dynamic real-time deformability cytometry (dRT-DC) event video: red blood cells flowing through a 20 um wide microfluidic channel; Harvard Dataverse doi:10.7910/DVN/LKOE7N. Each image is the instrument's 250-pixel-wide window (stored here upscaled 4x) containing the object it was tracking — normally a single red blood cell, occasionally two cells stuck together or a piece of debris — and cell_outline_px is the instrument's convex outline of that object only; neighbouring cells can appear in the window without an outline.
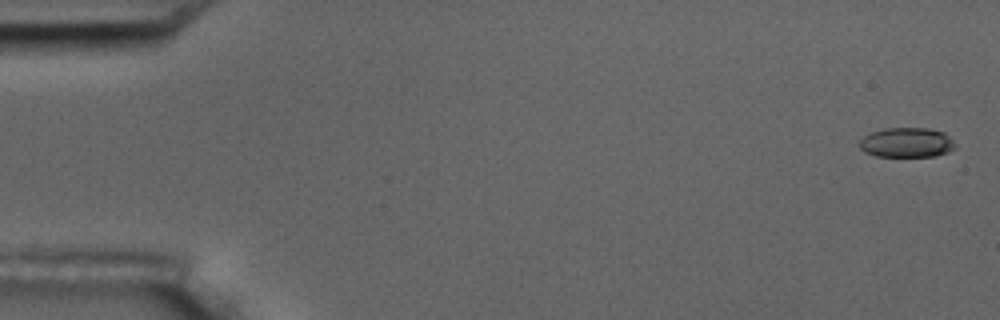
{"species": "common noctule bat (a hibernating species)", "species_latin": "Nyctalus noctula", "temperature_condition": "room temperature", "stored_images_in_passage": 17, "camera_frame_rate_fps": 3000, "um_per_image_px": 0.085, "animal": {"sex": "male", "body_mass_g": 17.5, "forearm_length_mm": 52.3}, "frame": {"image": 1, "passage_image": 1, "time_ms": 0.0, "image_size_px": [1000, 320], "cell_outline_px": [[956, 148], [948, 152], [936, 156], [876, 156], [864, 152], [860, 148], [860, 140], [864, 136], [872, 132], [884, 128], [928, 128], [944, 132], [956, 144]], "centroid_in_image_um": [77.09, 12.11], "position_along_channel_um": 7.9, "area_um2": 16.65}}
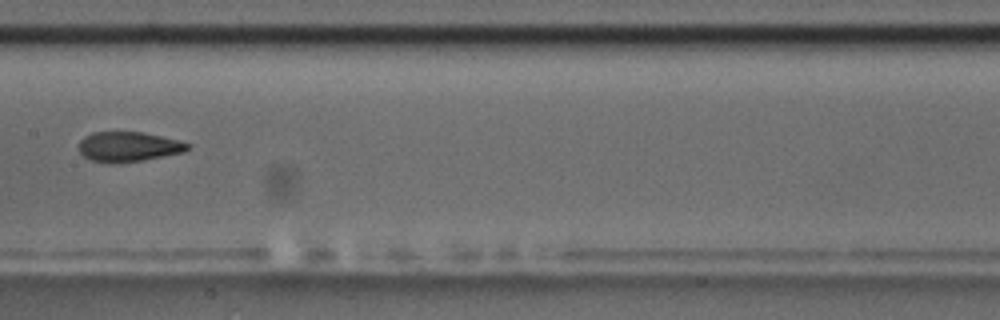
{"frame": {"image": 2, "passage_image": 9, "time_ms": 9.333, "image_size_px": [1000, 320], "cell_outline_px": [[192, 144], [184, 152], [144, 160], [120, 164], [108, 164], [88, 160], [80, 152], [80, 140], [84, 136], [92, 132], [144, 132], [180, 140]], "centroid_in_image_um": [10.92, 12.48], "position_along_channel_um": 196.5, "area_um2": 19.36}}
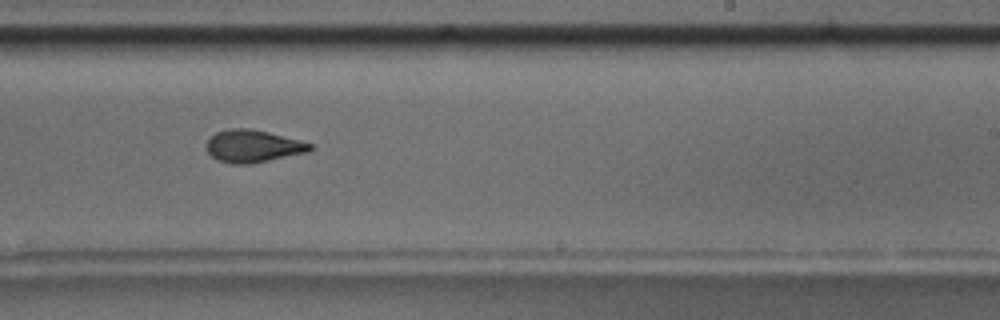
{"frame": {"image": 3, "passage_image": 11, "time_ms": 11.333, "image_size_px": [1000, 320], "cell_outline_px": [[312, 148], [308, 152], [248, 164], [232, 164], [216, 160], [204, 148], [208, 140], [216, 132], [228, 128], [248, 128], [268, 132], [300, 140], [312, 144]], "centroid_in_image_um": [21.46, 12.42], "position_along_channel_um": 267.5, "area_um2": 19.54}, "authors_computed_cell_mechanics": {"area_um2": 19.1318, "velocity_mm_per_s": 3.5529, "shape_relaxation_time_tau1_ms": 3.167, "shape_relaxation_time_tau2_ms": 2.5692, "deformation_change_tau1": 0.1015, "deformation_change_tau2": 0.0669}}